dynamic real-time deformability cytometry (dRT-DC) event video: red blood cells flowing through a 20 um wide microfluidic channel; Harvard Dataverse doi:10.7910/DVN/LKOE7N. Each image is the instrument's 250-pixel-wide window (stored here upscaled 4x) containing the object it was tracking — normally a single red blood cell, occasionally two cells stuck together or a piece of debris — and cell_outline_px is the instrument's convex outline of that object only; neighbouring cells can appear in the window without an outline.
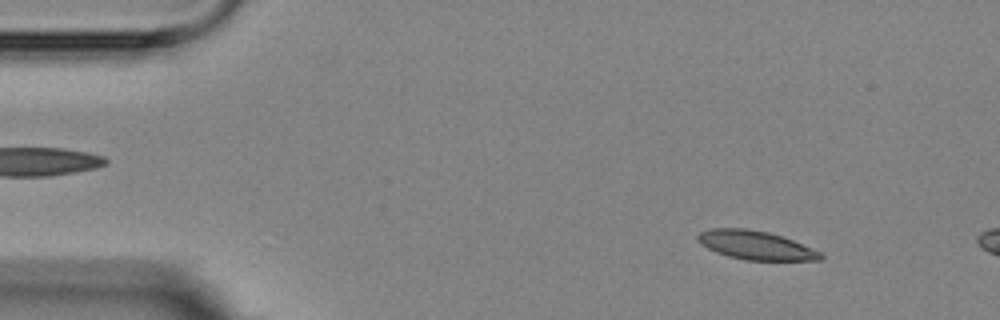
{"species": "Egyptian fruit bat (a non-hibernating species)", "species_latin": "Rousettus aegyptiacus", "temperature_condition": "room temperature", "stored_images_in_passage": 3, "camera_frame_rate_fps": 3000, "um_per_image_px": 0.085, "animal": {"sex": "female"}, "frame": {"image": 1, "passage_image": 1, "time_ms": 0.0, "image_size_px": [1000, 320], "cell_outline_px": [[824, 256], [820, 260], [744, 260], [728, 256], [716, 252], [708, 248], [696, 236], [700, 232], [708, 228], [748, 228], [768, 232], [792, 240], [812, 248], [820, 252]], "centroid_in_image_um": [64.23, 20.84], "position_along_channel_um": 20.8, "area_um2": 20.35}}